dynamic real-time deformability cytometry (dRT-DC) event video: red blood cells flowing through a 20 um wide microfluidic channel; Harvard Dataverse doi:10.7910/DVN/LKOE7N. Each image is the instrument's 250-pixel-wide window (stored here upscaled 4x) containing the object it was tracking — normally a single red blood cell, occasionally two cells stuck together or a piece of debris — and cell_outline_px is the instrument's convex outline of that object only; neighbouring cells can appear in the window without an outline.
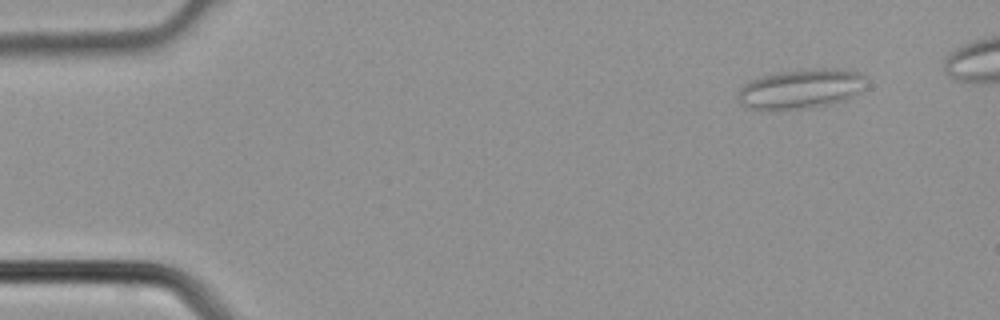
{"species": "common noctule bat (a hibernating species)", "species_latin": "Nyctalus noctula", "temperature_condition": "cold", "stored_images_in_passage": 3, "camera_frame_rate_fps": 3000, "um_per_image_px": 0.085, "animal": {"sex": "male", "body_mass_g": 21.5, "forearm_length_mm": 52.0}, "frame": {"image": 1, "passage_image": 1, "time_ms": 0.0, "image_size_px": [1000, 320], "cell_outline_px": [[864, 76], [852, 96], [844, 100], [832, 104], [804, 108], [768, 112], [744, 108], [736, 100], [740, 88], [744, 84], [752, 80], [776, 72], [820, 68], [848, 68], [860, 72]], "centroid_in_image_um": [67.94, 7.58], "position_along_channel_um": 17.1, "area_um2": 29.77}}